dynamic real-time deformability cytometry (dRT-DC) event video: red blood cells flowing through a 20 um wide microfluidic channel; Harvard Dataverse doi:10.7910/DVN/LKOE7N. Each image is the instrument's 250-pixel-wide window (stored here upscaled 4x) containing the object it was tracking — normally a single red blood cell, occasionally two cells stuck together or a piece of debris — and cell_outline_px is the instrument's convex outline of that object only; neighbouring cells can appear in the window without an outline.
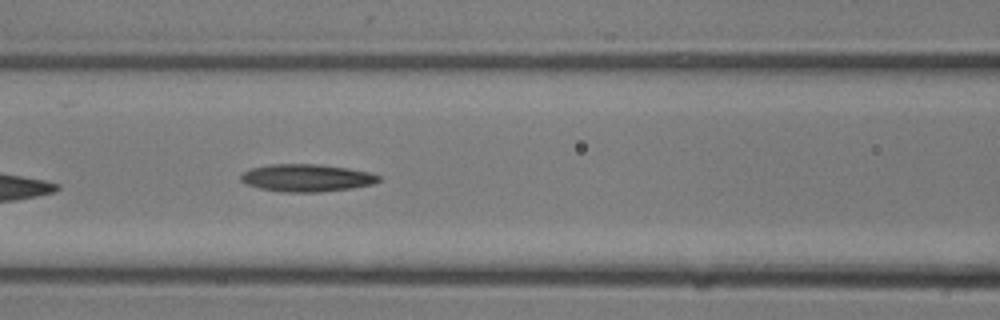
{"species": "common noctule bat (a hibernating species)", "species_latin": "Nyctalus noctula", "temperature_condition": "room temperature", "stored_images_in_passage": 8, "camera_frame_rate_fps": 3000, "um_per_image_px": 0.085, "animal": {"sex": "male", "body_mass_g": 13.3}, "frame": {"image": 1, "passage_image": 8, "time_ms": 2.333, "image_size_px": [1000, 320], "cell_outline_px": [[380, 180], [372, 184], [352, 188], [320, 192], [280, 192], [260, 188], [244, 184], [240, 180], [240, 176], [248, 168], [268, 164], [316, 164], [348, 168], [368, 172], [380, 176]], "centroid_in_image_um": [26.01, 15.12], "position_along_channel_um": 140.6, "area_um2": 22.2}}